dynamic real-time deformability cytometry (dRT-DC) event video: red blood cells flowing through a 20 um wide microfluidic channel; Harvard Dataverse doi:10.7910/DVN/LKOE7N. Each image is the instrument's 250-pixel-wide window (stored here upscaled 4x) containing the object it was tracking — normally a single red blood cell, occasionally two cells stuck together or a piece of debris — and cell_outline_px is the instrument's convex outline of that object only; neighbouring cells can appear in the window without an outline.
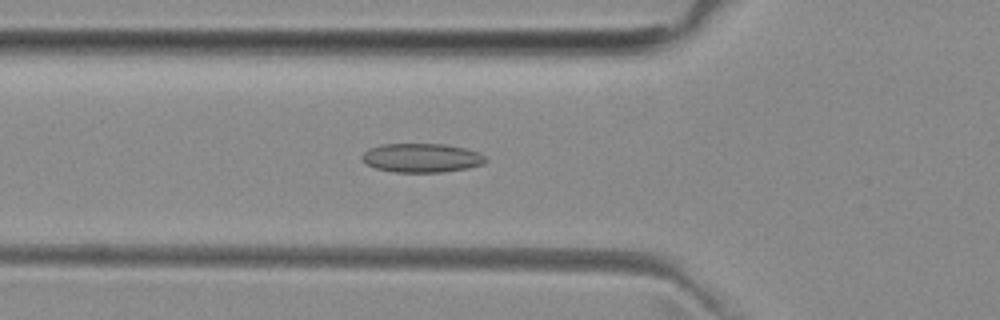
{"species": "common noctule bat (a hibernating species)", "species_latin": "Nyctalus noctula", "temperature_condition": "room temperature", "stored_images_in_passage": 52, "camera_frame_rate_fps": 3000, "um_per_image_px": 0.085, "animal": {"sex": "female", "body_mass_g": 29.2, "forearm_length_mm": 56.3}, "frame": {"image": 1, "passage_image": 18, "time_ms": 5.667, "image_size_px": [1000, 320], "cell_outline_px": [[488, 160], [484, 164], [468, 168], [444, 172], [392, 172], [376, 168], [364, 164], [360, 160], [360, 156], [368, 148], [380, 144], [444, 144], [464, 148], [476, 152], [484, 156]], "centroid_in_image_um": [35.78, 13.42], "position_along_channel_um": 90.0, "area_um2": 21.1}}
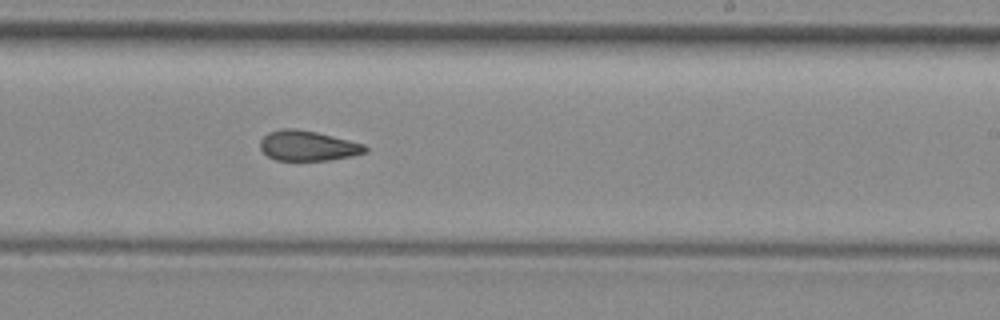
{"frame": {"image": 2, "passage_image": 31, "time_ms": 10.0, "image_size_px": [1000, 320], "cell_outline_px": [[368, 152], [352, 156], [332, 160], [276, 160], [268, 156], [260, 148], [260, 140], [268, 132], [284, 128], [296, 128], [316, 132], [364, 144], [368, 148]], "centroid_in_image_um": [26.17, 12.39], "position_along_channel_um": 262.8, "area_um2": 18.44}}
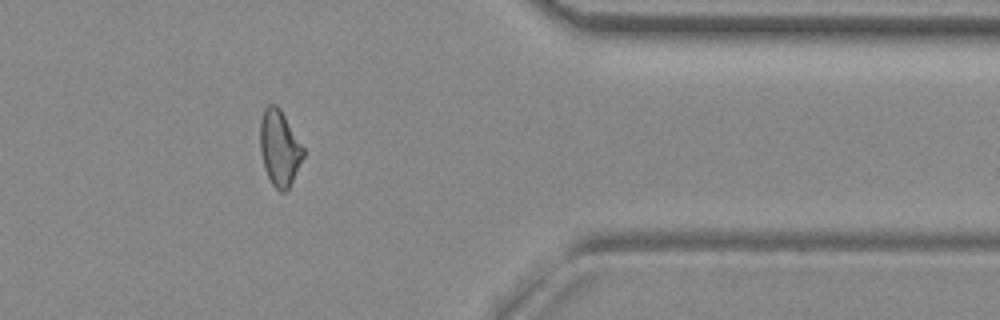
{"frame": {"image": 3, "passage_image": 42, "time_ms": 13.667, "image_size_px": [1000, 320], "cell_outline_px": [[304, 156], [288, 188], [284, 192], [280, 192], [272, 184], [264, 168], [260, 152], [260, 120], [264, 108], [268, 104], [276, 104], [280, 108], [304, 148]], "centroid_in_image_um": [23.74, 12.55], "position_along_channel_um": 387.7, "area_um2": 18.96}, "authors_computed_cell_mechanics": {"area_um2": 19.363, "velocity_mm_per_s": 3.9816, "shape_relaxation_time_tau1_ms": null, "shape_relaxation_time_tau2_ms": 3.9562, "deformation_change_tau1": null, "deformation_change_tau2": 0.1057}}